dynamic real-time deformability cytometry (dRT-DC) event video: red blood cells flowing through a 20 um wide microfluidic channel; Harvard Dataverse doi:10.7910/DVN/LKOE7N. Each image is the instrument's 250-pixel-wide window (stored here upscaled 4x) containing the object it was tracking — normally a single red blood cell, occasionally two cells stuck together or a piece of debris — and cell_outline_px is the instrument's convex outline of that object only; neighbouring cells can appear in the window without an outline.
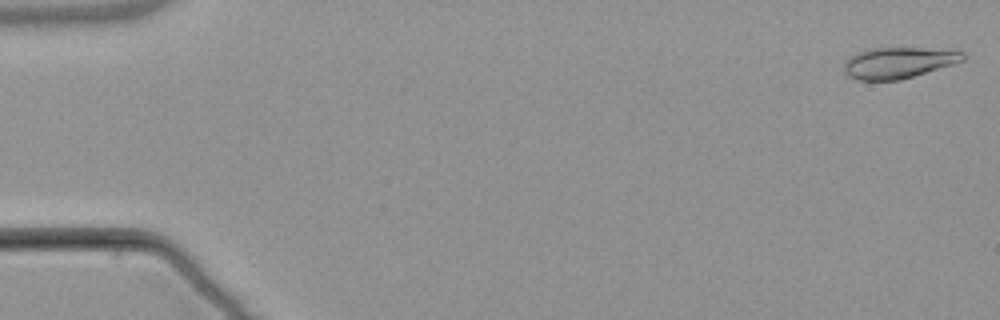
{"species": "common noctule bat (a hibernating species)", "species_latin": "Nyctalus noctula", "temperature_condition": "warm", "stored_images_in_passage": 4, "camera_frame_rate_fps": 3000, "um_per_image_px": 0.085, "animal": {"sex": "male", "body_mass_g": 21.5, "forearm_length_mm": 52.0}, "frame": {"image": 1, "passage_image": 1, "time_ms": 0.0, "image_size_px": [1000, 320], "cell_outline_px": [[964, 60], [952, 64], [900, 80], [860, 80], [848, 76], [844, 72], [844, 60], [860, 52], [872, 48], [920, 48], [964, 52]], "centroid_in_image_um": [76.32, 5.34], "position_along_channel_um": 8.7, "area_um2": 21.1}}